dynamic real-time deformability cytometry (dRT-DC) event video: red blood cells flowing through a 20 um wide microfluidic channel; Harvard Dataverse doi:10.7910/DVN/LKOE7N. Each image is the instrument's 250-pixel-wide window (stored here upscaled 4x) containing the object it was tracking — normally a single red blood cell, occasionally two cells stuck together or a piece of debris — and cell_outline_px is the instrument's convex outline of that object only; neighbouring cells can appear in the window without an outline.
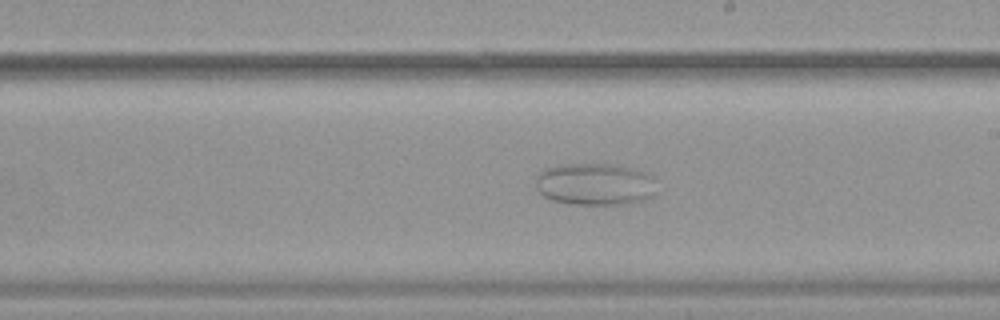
{"species": "common noctule bat (a hibernating species)", "species_latin": "Nyctalus noctula", "temperature_condition": "warm", "stored_images_in_passage": 52, "camera_frame_rate_fps": 3000, "um_per_image_px": 0.085, "animal": {"sex": "female", "body_mass_g": 19.9}, "frame": {"image": 1, "passage_image": 30, "time_ms": 9.667, "image_size_px": [1000, 320], "cell_outline_px": [[656, 192], [652, 196], [644, 200], [624, 204], [568, 204], [552, 200], [544, 196], [536, 188], [536, 176], [544, 168], [560, 164], [616, 164], [648, 172], [652, 176]], "centroid_in_image_um": [50.57, 15.65], "position_along_channel_um": 238.4, "area_um2": 30.0}}
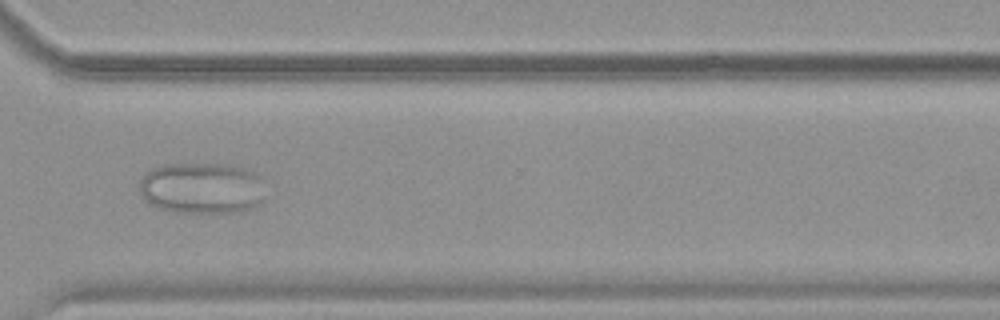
{"frame": {"image": 2, "passage_image": 39, "time_ms": 12.667, "image_size_px": [1000, 320], "cell_outline_px": [[264, 200], [260, 204], [240, 212], [176, 212], [156, 208], [144, 200], [140, 196], [140, 180], [144, 172], [152, 168], [164, 164], [228, 164], [244, 168], [256, 172], [260, 176]], "centroid_in_image_um": [17.13, 15.98], "position_along_channel_um": 353.5, "area_um2": 38.15}}